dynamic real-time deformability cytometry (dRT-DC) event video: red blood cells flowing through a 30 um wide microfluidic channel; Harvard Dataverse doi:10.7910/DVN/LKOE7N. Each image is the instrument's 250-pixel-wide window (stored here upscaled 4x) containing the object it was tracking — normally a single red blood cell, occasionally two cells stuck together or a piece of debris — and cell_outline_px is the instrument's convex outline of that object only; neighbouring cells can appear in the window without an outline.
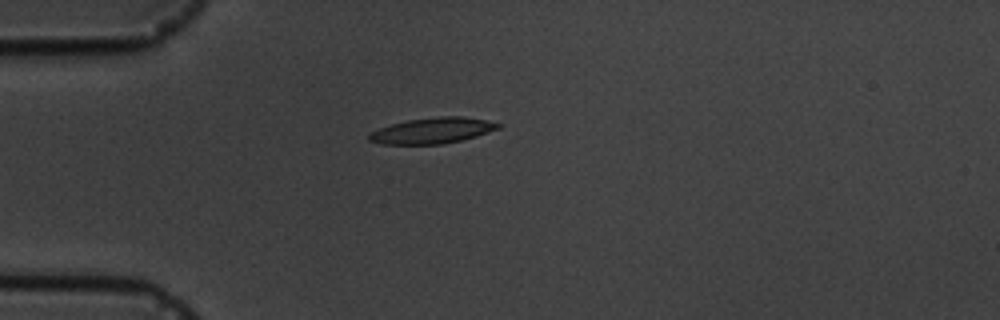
{"species": "common noctule bat (a hibernating species)", "species_latin": "Nyctalus noctula", "temperature_condition": "cold", "stored_images_in_passage": 5, "camera_frame_rate_fps": 3000, "um_per_image_px": 0.085, "animal": {"sex": "male", "body_mass_g": 19.5, "forearm_length_mm": 54.6}, "frame": {"image": 1, "passage_image": 1, "time_ms": 0.0, "image_size_px": [1000, 320], "cell_outline_px": [[500, 128], [476, 136], [444, 144], [384, 144], [368, 140], [368, 136], [372, 132], [380, 128], [392, 124], [408, 120], [440, 116], [464, 116], [484, 120], [500, 124]], "centroid_in_image_um": [36.76, 11.1], "position_along_channel_um": 48.2, "area_um2": 19.13}}
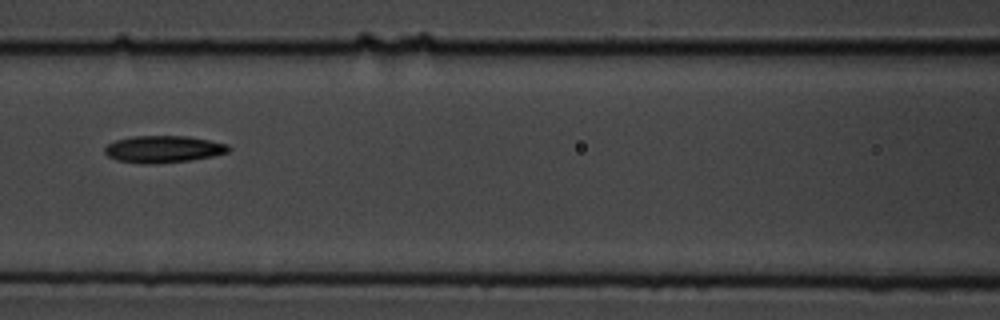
{"frame": {"image": 2, "passage_image": 4, "time_ms": 3.333, "image_size_px": [1000, 320], "cell_outline_px": [[232, 148], [228, 152], [212, 156], [188, 160], [152, 164], [144, 164], [116, 160], [108, 156], [104, 152], [104, 148], [108, 144], [116, 140], [132, 136], [188, 136], [228, 144]], "centroid_in_image_um": [13.87, 12.67], "position_along_channel_um": 152.7, "area_um2": 19.42}}
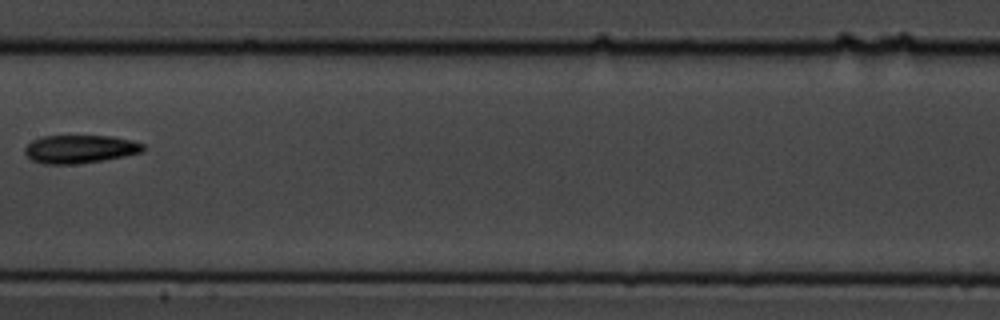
{"frame": {"image": 3, "passage_image": 5, "time_ms": 4.667, "image_size_px": [1000, 320], "cell_outline_px": [[144, 148], [140, 152], [124, 156], [104, 160], [76, 164], [44, 164], [32, 160], [24, 152], [24, 148], [32, 140], [40, 136], [112, 136], [132, 140], [144, 144]], "centroid_in_image_um": [6.77, 12.67], "position_along_channel_um": 200.6, "area_um2": 19.42}}